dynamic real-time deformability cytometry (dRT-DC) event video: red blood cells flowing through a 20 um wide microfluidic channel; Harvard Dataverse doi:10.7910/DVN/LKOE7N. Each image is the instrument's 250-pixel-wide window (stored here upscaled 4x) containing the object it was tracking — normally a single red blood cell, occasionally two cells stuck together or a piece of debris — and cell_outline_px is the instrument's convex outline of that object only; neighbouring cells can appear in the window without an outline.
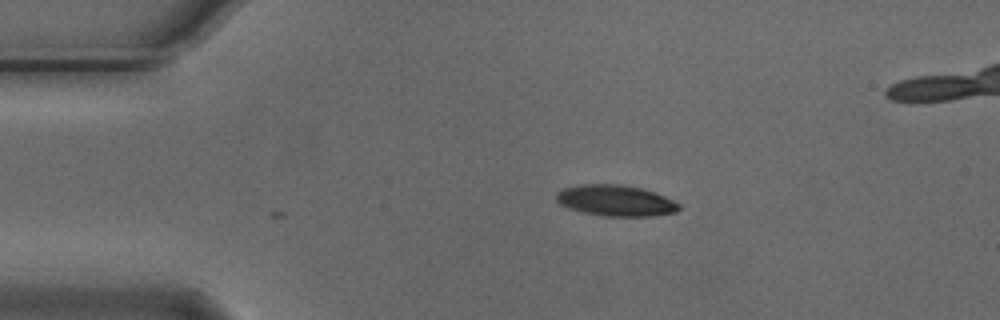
{"species": "Egyptian fruit bat (a non-hibernating species)", "species_latin": "Rousettus aegyptiacus", "temperature_condition": "cold", "stored_images_in_passage": 43, "camera_frame_rate_fps": 3000, "um_per_image_px": 0.085, "animal": {"sex": "male"}, "frame": {"image": 1, "passage_image": 1, "time_ms": 0.0, "image_size_px": [1000, 320], "cell_outline_px": [[680, 208], [676, 212], [652, 216], [604, 216], [584, 212], [568, 208], [560, 204], [556, 200], [556, 192], [564, 188], [580, 184], [620, 184], [644, 188], [664, 196], [680, 204]], "centroid_in_image_um": [52.32, 17.04], "position_along_channel_um": 32.7, "area_um2": 22.25}}
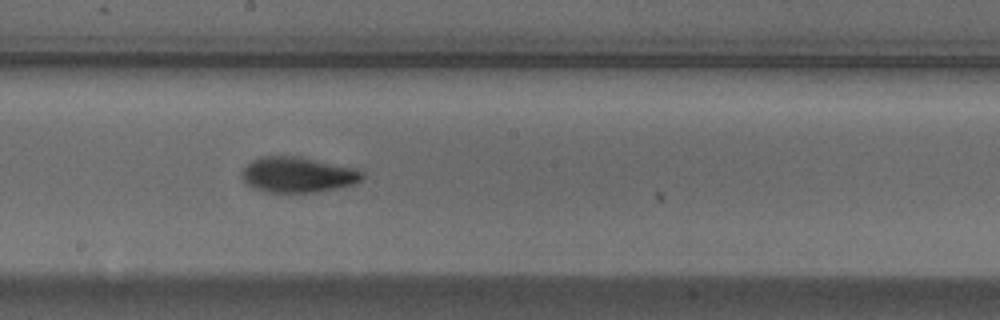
{"frame": {"image": 2, "passage_image": 20, "time_ms": 6.333, "image_size_px": [1000, 320], "cell_outline_px": [[364, 176], [360, 180], [352, 184], [336, 188], [316, 192], [264, 192], [252, 188], [244, 180], [240, 172], [252, 160], [260, 156], [300, 156], [356, 168], [364, 172]], "centroid_in_image_um": [25.3, 14.84], "position_along_channel_um": 222.9, "area_um2": 24.97}}
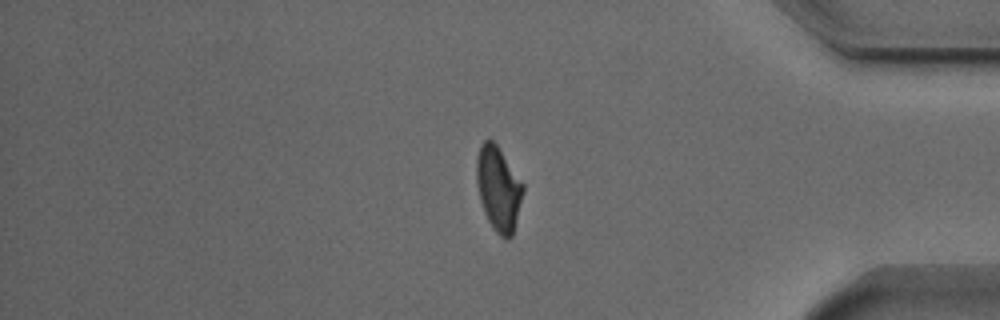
{"frame": {"image": 3, "passage_image": 36, "time_ms": 11.667, "image_size_px": [1000, 320], "cell_outline_px": [[524, 192], [512, 236], [508, 240], [504, 240], [492, 228], [484, 212], [480, 200], [476, 184], [476, 156], [480, 144], [484, 140], [492, 140], [496, 144], [524, 184]], "centroid_in_image_um": [42.35, 16.05], "position_along_channel_um": 392.8, "area_um2": 23.06}, "authors_computed_cell_mechanics": {"area_um2": 23.6402, "velocity_mm_per_s": 3.7116, "shape_relaxation_time_tau1_ms": 3.3857, "shape_relaxation_time_tau2_ms": 5.008, "deformation_change_tau1": 0.1653, "deformation_change_tau2": 0.0889}}